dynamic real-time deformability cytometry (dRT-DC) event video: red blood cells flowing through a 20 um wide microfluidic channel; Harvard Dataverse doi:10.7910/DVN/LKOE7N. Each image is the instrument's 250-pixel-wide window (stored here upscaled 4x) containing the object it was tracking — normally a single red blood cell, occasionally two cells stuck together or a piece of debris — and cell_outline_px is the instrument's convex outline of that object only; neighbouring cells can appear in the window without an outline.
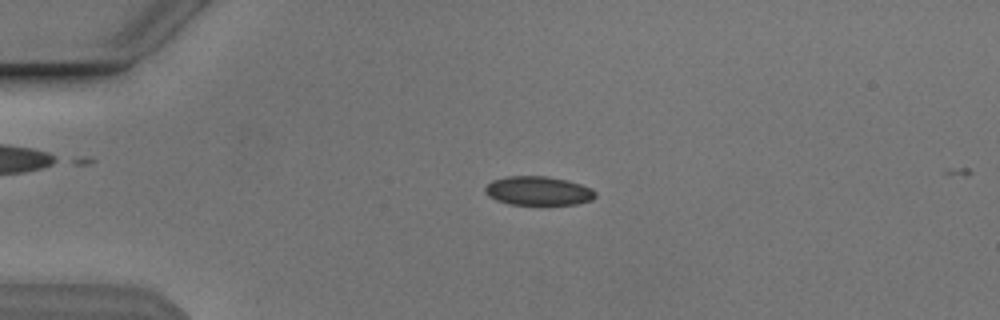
{"species": "Egyptian fruit bat (a non-hibernating species)", "species_latin": "Rousettus aegyptiacus", "temperature_condition": "cold", "stored_images_in_passage": 53, "camera_frame_rate_fps": 3000, "um_per_image_px": 0.085, "animal": {"sex": "male"}, "frame": {"image": 1, "passage_image": 12, "time_ms": 3.667, "image_size_px": [1000, 320], "cell_outline_px": [[596, 196], [592, 200], [576, 204], [508, 204], [496, 200], [488, 196], [484, 192], [484, 188], [492, 180], [508, 176], [548, 176], [568, 180], [592, 188], [596, 192]], "centroid_in_image_um": [45.75, 16.21], "position_along_channel_um": 39.2, "area_um2": 18.67}}
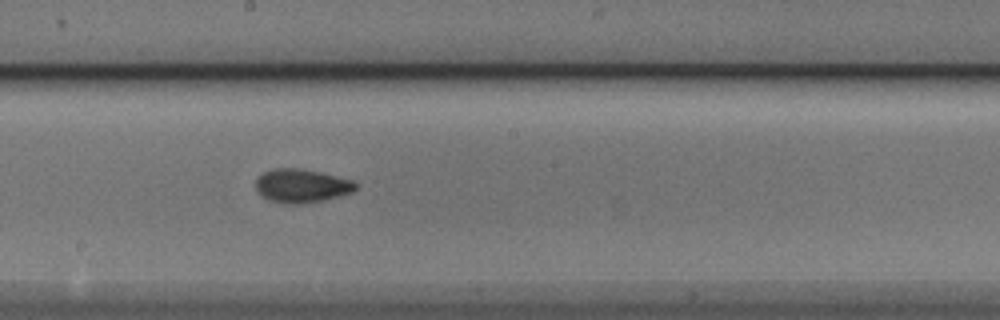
{"frame": {"image": 2, "passage_image": 29, "time_ms": 9.333, "image_size_px": [1000, 320], "cell_outline_px": [[360, 184], [352, 192], [340, 196], [324, 200], [300, 204], [284, 204], [268, 200], [260, 196], [256, 192], [256, 176], [272, 168], [300, 168], [320, 172], [352, 180]], "centroid_in_image_um": [25.6, 15.8], "position_along_channel_um": 222.6, "area_um2": 19.94}}
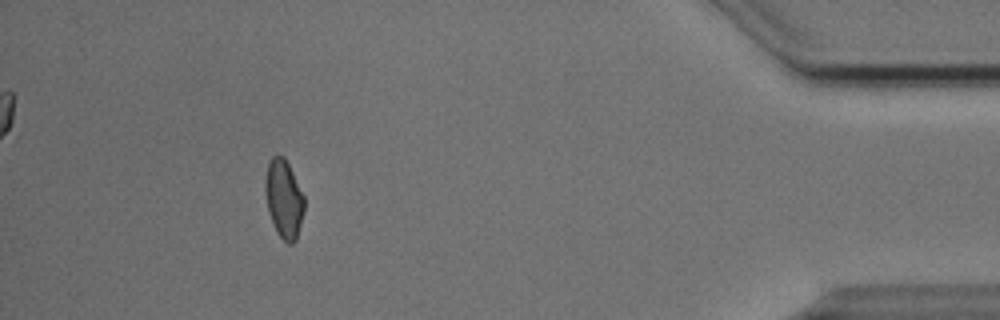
{"frame": {"image": 3, "passage_image": 48, "time_ms": 15.667, "image_size_px": [1000, 320], "cell_outline_px": [[304, 212], [296, 240], [292, 244], [288, 244], [276, 232], [268, 208], [264, 188], [264, 184], [268, 164], [272, 156], [284, 156], [304, 196]], "centroid_in_image_um": [24.13, 16.92], "position_along_channel_um": 411.1, "area_um2": 17.57}, "authors_computed_cell_mechanics": {"area_um2": 18.3804, "velocity_mm_per_s": 3.8562, "shape_relaxation_time_tau1_ms": 5.6104, "shape_relaxation_time_tau2_ms": 1.4224, "deformation_change_tau1": 0.1251, "deformation_change_tau2": 0.0513}}